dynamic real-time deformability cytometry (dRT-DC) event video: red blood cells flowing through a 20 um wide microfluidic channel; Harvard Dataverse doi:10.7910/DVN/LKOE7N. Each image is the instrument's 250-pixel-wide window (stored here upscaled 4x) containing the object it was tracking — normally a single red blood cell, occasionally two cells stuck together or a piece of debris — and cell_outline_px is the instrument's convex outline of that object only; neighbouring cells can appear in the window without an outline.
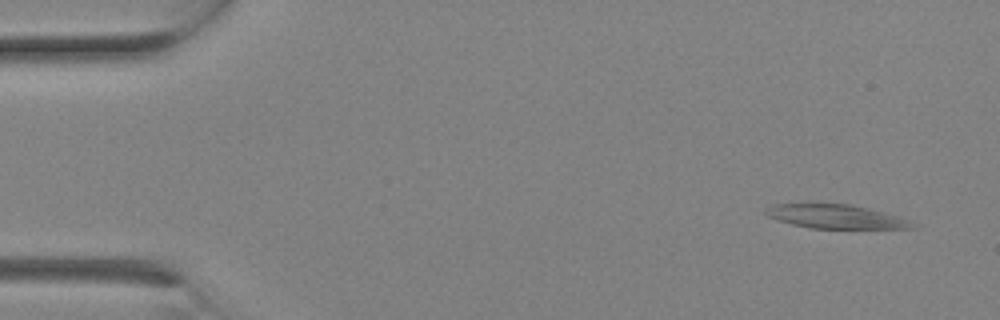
{"species": "Egyptian fruit bat (a non-hibernating species)", "species_latin": "Rousettus aegyptiacus", "temperature_condition": "room temperature", "stored_images_in_passage": 3, "camera_frame_rate_fps": 3000, "um_per_image_px": 0.085, "animal": {"sex": "female"}, "frame": {"image": 1, "passage_image": 3, "time_ms": 0.667, "image_size_px": [1000, 320], "cell_outline_px": [[916, 228], [808, 228], [792, 224], [768, 216], [764, 212], [764, 208], [772, 204], [848, 204], [868, 208], [900, 216], [916, 224]], "centroid_in_image_um": [71.04, 18.4], "position_along_channel_um": 14.0, "area_um2": 20.23}}